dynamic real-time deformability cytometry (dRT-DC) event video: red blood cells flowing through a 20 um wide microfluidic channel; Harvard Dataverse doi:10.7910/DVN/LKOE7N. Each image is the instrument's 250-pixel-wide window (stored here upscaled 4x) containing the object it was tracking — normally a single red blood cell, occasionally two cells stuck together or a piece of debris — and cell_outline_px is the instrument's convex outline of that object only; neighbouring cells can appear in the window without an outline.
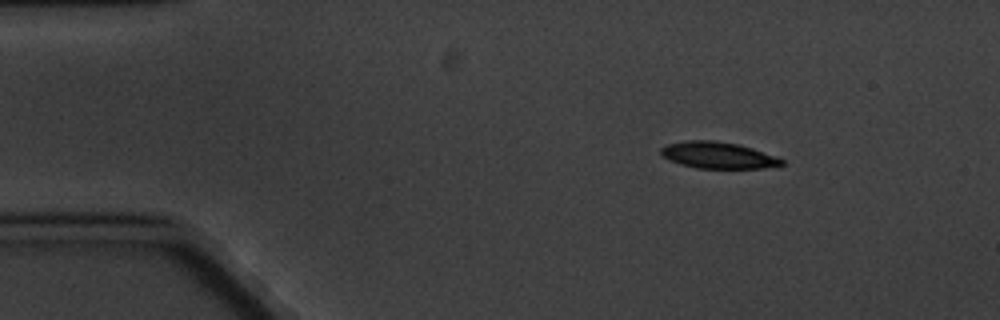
{"species": "common noctule bat (a hibernating species)", "species_latin": "Nyctalus noctula", "temperature_condition": "cold", "stored_images_in_passage": 3, "camera_frame_rate_fps": 3000, "um_per_image_px": 0.085, "animal": {"sex": "male", "body_mass_g": 20.1, "forearm_length_mm": 53.5}, "frame": {"image": 1, "passage_image": 1, "time_ms": 0.0, "image_size_px": [1000, 320], "cell_outline_px": [[784, 164], [764, 168], [696, 168], [680, 164], [660, 156], [660, 148], [668, 144], [688, 140], [716, 140], [736, 144], [752, 148], [784, 160]], "centroid_in_image_um": [60.98, 13.19], "position_along_channel_um": 24.0, "area_um2": 18.55}}